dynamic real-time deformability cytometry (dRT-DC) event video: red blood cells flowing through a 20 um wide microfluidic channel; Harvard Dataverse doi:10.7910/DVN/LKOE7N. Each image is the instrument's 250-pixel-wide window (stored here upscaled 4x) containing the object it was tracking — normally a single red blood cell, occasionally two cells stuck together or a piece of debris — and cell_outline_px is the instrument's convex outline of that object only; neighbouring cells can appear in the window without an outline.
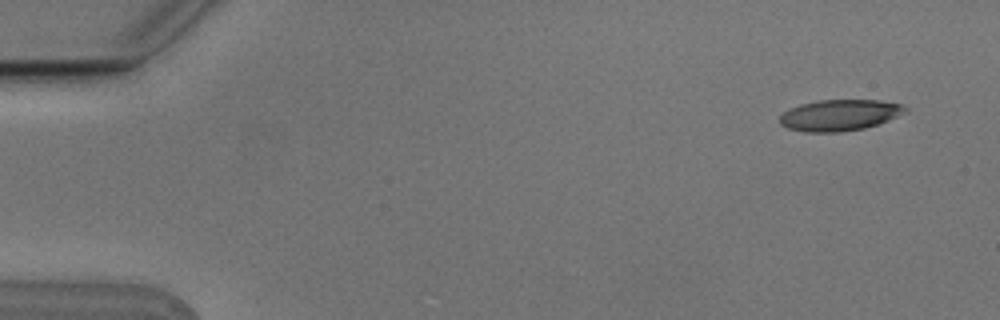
{"species": "Egyptian fruit bat (a non-hibernating species)", "species_latin": "Rousettus aegyptiacus", "temperature_condition": "cold", "stored_images_in_passage": 5, "camera_frame_rate_fps": 3000, "um_per_image_px": 0.085, "animal": {"sex": "male"}, "frame": {"image": 1, "passage_image": 1, "time_ms": 0.0, "image_size_px": [1000, 320], "cell_outline_px": [[908, 112], [888, 120], [864, 128], [840, 132], [808, 132], [788, 128], [780, 124], [780, 116], [788, 108], [800, 104], [816, 100], [880, 100], [904, 104], [908, 108]], "centroid_in_image_um": [71.39, 9.77], "position_along_channel_um": 13.6, "area_um2": 22.95}}